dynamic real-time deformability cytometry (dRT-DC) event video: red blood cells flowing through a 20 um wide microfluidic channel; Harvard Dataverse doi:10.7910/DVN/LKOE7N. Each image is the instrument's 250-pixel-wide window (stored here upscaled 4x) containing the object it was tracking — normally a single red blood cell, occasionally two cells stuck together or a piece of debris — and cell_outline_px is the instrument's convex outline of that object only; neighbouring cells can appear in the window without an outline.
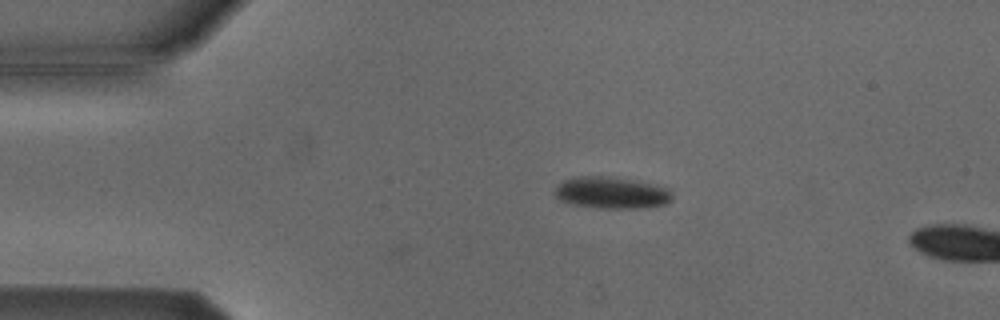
{"species": "Egyptian fruit bat (a non-hibernating species)", "species_latin": "Rousettus aegyptiacus", "temperature_condition": "cold", "stored_images_in_passage": 5, "camera_frame_rate_fps": 3000, "um_per_image_px": 0.085, "animal": {"sex": "male"}, "frame": {"image": 1, "passage_image": 1, "time_ms": 0.0, "image_size_px": [1000, 320], "cell_outline_px": [[672, 200], [668, 204], [644, 208], [596, 208], [568, 204], [552, 196], [552, 192], [564, 180], [580, 176], [600, 176], [628, 180], [668, 188], [672, 192]], "centroid_in_image_um": [51.93, 16.42], "position_along_channel_um": 33.1, "area_um2": 21.68}}